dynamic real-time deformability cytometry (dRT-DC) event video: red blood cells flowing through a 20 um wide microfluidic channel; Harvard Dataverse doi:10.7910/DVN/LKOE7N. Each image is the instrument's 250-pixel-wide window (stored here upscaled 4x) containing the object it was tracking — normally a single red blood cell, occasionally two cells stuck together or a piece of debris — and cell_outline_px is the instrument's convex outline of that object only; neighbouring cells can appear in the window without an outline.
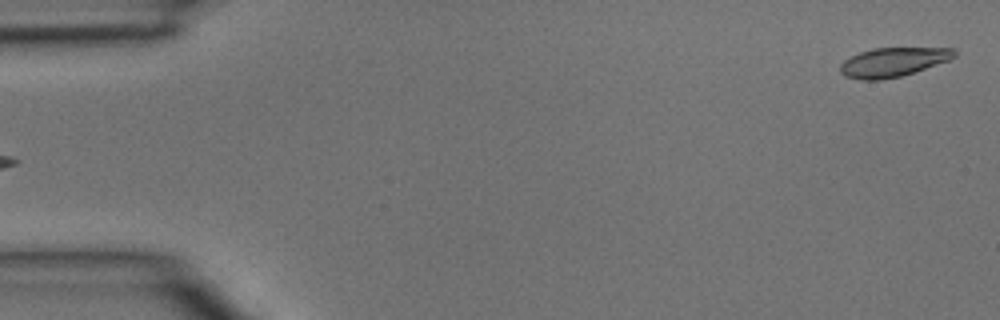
{"species": "common noctule bat (a hibernating species)", "species_latin": "Nyctalus noctula", "temperature_condition": "room temperature", "stored_images_in_passage": 5, "segment_of_instrument_passage": [2, 2], "camera_frame_rate_fps": 3000, "um_per_image_px": 0.085, "animal": {"sex": "male", "body_mass_g": 15.6}, "frame": {"image": 1, "passage_image": 5, "time_ms": 1.333, "image_size_px": [1000, 320], "cell_outline_px": [[956, 56], [948, 60], [900, 76], [880, 80], [860, 80], [844, 76], [840, 72], [840, 64], [844, 60], [860, 52], [872, 48], [952, 48], [956, 52]], "centroid_in_image_um": [75.85, 5.28], "position_along_channel_um": 9.1, "area_um2": 19.13}}